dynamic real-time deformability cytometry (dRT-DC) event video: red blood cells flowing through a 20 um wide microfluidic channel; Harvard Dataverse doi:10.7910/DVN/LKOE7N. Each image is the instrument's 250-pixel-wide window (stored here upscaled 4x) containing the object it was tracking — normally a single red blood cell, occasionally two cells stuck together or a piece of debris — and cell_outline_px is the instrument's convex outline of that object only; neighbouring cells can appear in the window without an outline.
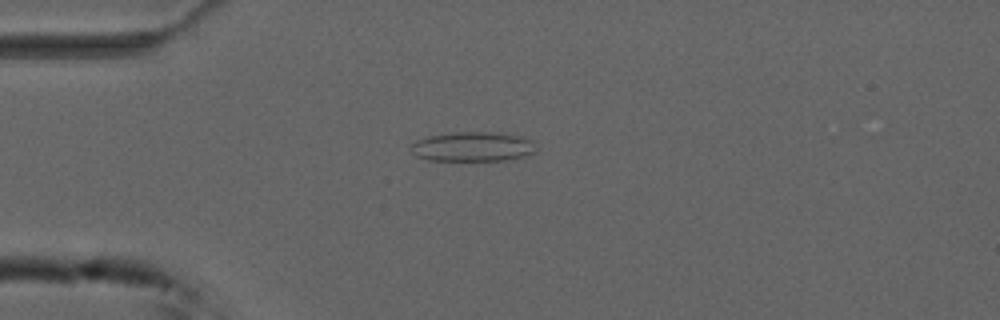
{"species": "common noctule bat (a hibernating species)", "species_latin": "Nyctalus noctula", "temperature_condition": "cold", "stored_images_in_passage": 43, "camera_frame_rate_fps": 3000, "um_per_image_px": 0.085, "animal": {"sex": "male", "forearm_length_mm": 52.5}, "frame": {"image": 1, "passage_image": 3, "time_ms": 0.667, "image_size_px": [1000, 320], "cell_outline_px": [[536, 152], [528, 156], [504, 160], [428, 160], [416, 156], [408, 148], [416, 140], [428, 136], [452, 132], [496, 132], [520, 136], [532, 140], [536, 148]], "centroid_in_image_um": [40.18, 12.46], "position_along_channel_um": 44.8, "area_um2": 21.79}}
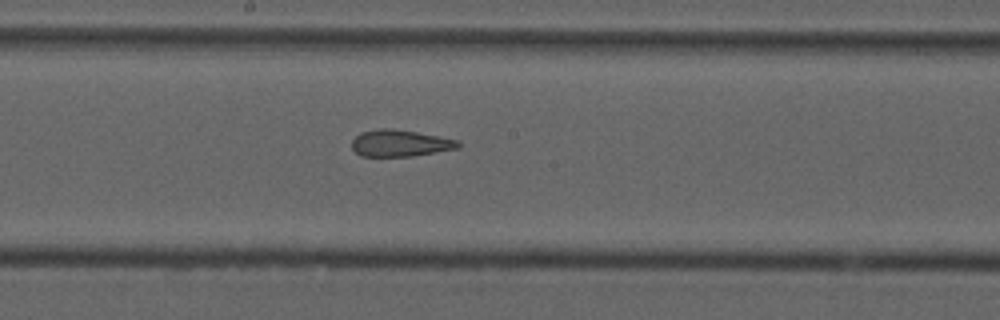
{"frame": {"image": 2, "passage_image": 18, "time_ms": 5.667, "image_size_px": [1000, 320], "cell_outline_px": [[460, 148], [412, 156], [360, 156], [352, 148], [352, 140], [360, 132], [380, 128], [392, 128], [416, 132], [460, 140]], "centroid_in_image_um": [34.01, 12.17], "position_along_channel_um": 214.2, "area_um2": 16.59}}
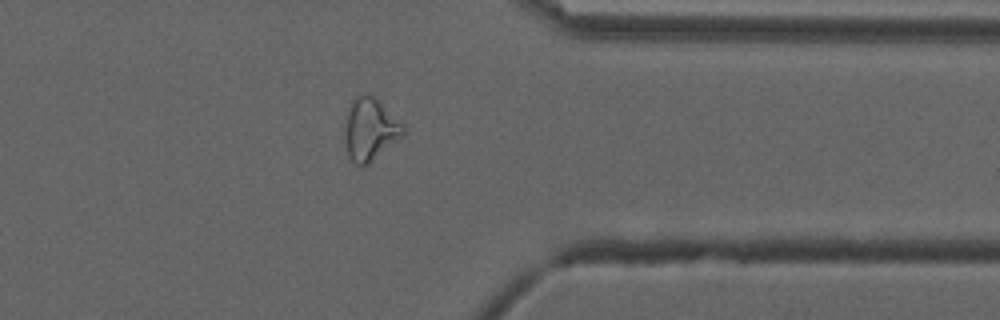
{"frame": {"image": 3, "passage_image": 32, "time_ms": 10.333, "image_size_px": [1000, 320], "cell_outline_px": [[404, 136], [364, 168], [360, 168], [348, 156], [344, 136], [344, 128], [348, 108], [352, 100], [356, 96], [368, 92], [376, 96], [404, 124]], "centroid_in_image_um": [31.47, 10.99], "position_along_channel_um": 379.9, "area_um2": 21.96}, "authors_computed_cell_mechanics": {"area_um2": 19.0162, "velocity_mm_per_s": 3.7439, "shape_relaxation_time_tau1_ms": null, "shape_relaxation_time_tau2_ms": 2.8373, "deformation_change_tau1": null, "deformation_change_tau2": 0.1267}}